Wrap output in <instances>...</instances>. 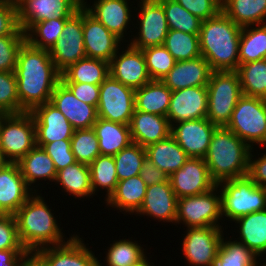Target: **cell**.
Listing matches in <instances>:
<instances>
[{
    "mask_svg": "<svg viewBox=\"0 0 266 266\" xmlns=\"http://www.w3.org/2000/svg\"><path fill=\"white\" fill-rule=\"evenodd\" d=\"M116 239L105 248V257L99 259V266H135L141 263L144 259L149 256L147 245L140 244L138 240H134L132 237ZM146 248H144V247ZM147 250V251H146ZM147 253V254H146ZM105 259V260H104Z\"/></svg>",
    "mask_w": 266,
    "mask_h": 266,
    "instance_id": "33",
    "label": "cell"
},
{
    "mask_svg": "<svg viewBox=\"0 0 266 266\" xmlns=\"http://www.w3.org/2000/svg\"><path fill=\"white\" fill-rule=\"evenodd\" d=\"M168 180L177 199L205 193L217 185L203 158H189Z\"/></svg>",
    "mask_w": 266,
    "mask_h": 266,
    "instance_id": "18",
    "label": "cell"
},
{
    "mask_svg": "<svg viewBox=\"0 0 266 266\" xmlns=\"http://www.w3.org/2000/svg\"><path fill=\"white\" fill-rule=\"evenodd\" d=\"M131 140L142 147L156 143L171 134L166 116L134 110L130 124Z\"/></svg>",
    "mask_w": 266,
    "mask_h": 266,
    "instance_id": "29",
    "label": "cell"
},
{
    "mask_svg": "<svg viewBox=\"0 0 266 266\" xmlns=\"http://www.w3.org/2000/svg\"><path fill=\"white\" fill-rule=\"evenodd\" d=\"M211 72L208 61L203 56H199L190 60L177 61L161 81L171 91L194 86H207Z\"/></svg>",
    "mask_w": 266,
    "mask_h": 266,
    "instance_id": "28",
    "label": "cell"
},
{
    "mask_svg": "<svg viewBox=\"0 0 266 266\" xmlns=\"http://www.w3.org/2000/svg\"><path fill=\"white\" fill-rule=\"evenodd\" d=\"M227 233L211 266H263L262 261L254 253L244 244L233 240V237L229 236L231 233Z\"/></svg>",
    "mask_w": 266,
    "mask_h": 266,
    "instance_id": "39",
    "label": "cell"
},
{
    "mask_svg": "<svg viewBox=\"0 0 266 266\" xmlns=\"http://www.w3.org/2000/svg\"><path fill=\"white\" fill-rule=\"evenodd\" d=\"M225 227H195L185 228L181 234L183 241L180 243L182 257L189 266H211L213 259L217 256Z\"/></svg>",
    "mask_w": 266,
    "mask_h": 266,
    "instance_id": "11",
    "label": "cell"
},
{
    "mask_svg": "<svg viewBox=\"0 0 266 266\" xmlns=\"http://www.w3.org/2000/svg\"><path fill=\"white\" fill-rule=\"evenodd\" d=\"M91 187L93 195L98 196L103 193V200L106 201L110 195L115 191L118 183L116 174V165L112 155H99L90 165ZM104 190V191H103Z\"/></svg>",
    "mask_w": 266,
    "mask_h": 266,
    "instance_id": "38",
    "label": "cell"
},
{
    "mask_svg": "<svg viewBox=\"0 0 266 266\" xmlns=\"http://www.w3.org/2000/svg\"><path fill=\"white\" fill-rule=\"evenodd\" d=\"M135 110V90L109 75L100 84L98 117L129 125Z\"/></svg>",
    "mask_w": 266,
    "mask_h": 266,
    "instance_id": "13",
    "label": "cell"
},
{
    "mask_svg": "<svg viewBox=\"0 0 266 266\" xmlns=\"http://www.w3.org/2000/svg\"><path fill=\"white\" fill-rule=\"evenodd\" d=\"M9 162L5 159L4 155L0 152V170L5 167Z\"/></svg>",
    "mask_w": 266,
    "mask_h": 266,
    "instance_id": "60",
    "label": "cell"
},
{
    "mask_svg": "<svg viewBox=\"0 0 266 266\" xmlns=\"http://www.w3.org/2000/svg\"><path fill=\"white\" fill-rule=\"evenodd\" d=\"M136 217H147L155 222L170 223L175 225L177 217V197L172 190L169 180L147 186L144 201L139 210L134 214ZM146 215V217H145ZM150 218V219H149Z\"/></svg>",
    "mask_w": 266,
    "mask_h": 266,
    "instance_id": "23",
    "label": "cell"
},
{
    "mask_svg": "<svg viewBox=\"0 0 266 266\" xmlns=\"http://www.w3.org/2000/svg\"><path fill=\"white\" fill-rule=\"evenodd\" d=\"M71 150L79 163L90 165L99 155V142L93 128L74 130Z\"/></svg>",
    "mask_w": 266,
    "mask_h": 266,
    "instance_id": "46",
    "label": "cell"
},
{
    "mask_svg": "<svg viewBox=\"0 0 266 266\" xmlns=\"http://www.w3.org/2000/svg\"><path fill=\"white\" fill-rule=\"evenodd\" d=\"M4 215H7V214L0 208V217Z\"/></svg>",
    "mask_w": 266,
    "mask_h": 266,
    "instance_id": "61",
    "label": "cell"
},
{
    "mask_svg": "<svg viewBox=\"0 0 266 266\" xmlns=\"http://www.w3.org/2000/svg\"><path fill=\"white\" fill-rule=\"evenodd\" d=\"M265 148L266 146L258 147L259 150H256L257 147L251 149L249 155V168H248V176L257 186L264 188H266V149ZM263 149H265L264 150L265 152L263 151ZM260 150L263 153H261Z\"/></svg>",
    "mask_w": 266,
    "mask_h": 266,
    "instance_id": "54",
    "label": "cell"
},
{
    "mask_svg": "<svg viewBox=\"0 0 266 266\" xmlns=\"http://www.w3.org/2000/svg\"><path fill=\"white\" fill-rule=\"evenodd\" d=\"M89 1L90 2H88V0H82V6L99 22H101L110 32L114 33L124 43H128L130 38H132V30H134L132 26H134L133 21L135 11L133 10L135 9L133 8L136 6L133 5H135L134 3L137 0Z\"/></svg>",
    "mask_w": 266,
    "mask_h": 266,
    "instance_id": "12",
    "label": "cell"
},
{
    "mask_svg": "<svg viewBox=\"0 0 266 266\" xmlns=\"http://www.w3.org/2000/svg\"><path fill=\"white\" fill-rule=\"evenodd\" d=\"M19 98V113L51 101L53 90L60 82L49 50L31 46L27 41L20 47L14 70Z\"/></svg>",
    "mask_w": 266,
    "mask_h": 266,
    "instance_id": "1",
    "label": "cell"
},
{
    "mask_svg": "<svg viewBox=\"0 0 266 266\" xmlns=\"http://www.w3.org/2000/svg\"><path fill=\"white\" fill-rule=\"evenodd\" d=\"M83 42L86 57L110 62L124 42L83 7Z\"/></svg>",
    "mask_w": 266,
    "mask_h": 266,
    "instance_id": "19",
    "label": "cell"
},
{
    "mask_svg": "<svg viewBox=\"0 0 266 266\" xmlns=\"http://www.w3.org/2000/svg\"><path fill=\"white\" fill-rule=\"evenodd\" d=\"M42 148L53 160L56 171L77 162L71 150V140H57L45 144Z\"/></svg>",
    "mask_w": 266,
    "mask_h": 266,
    "instance_id": "51",
    "label": "cell"
},
{
    "mask_svg": "<svg viewBox=\"0 0 266 266\" xmlns=\"http://www.w3.org/2000/svg\"><path fill=\"white\" fill-rule=\"evenodd\" d=\"M55 184L66 196H72L75 200L92 199L93 190L91 187V177L89 165L75 162L57 171ZM60 185V186H59ZM66 193V194H65Z\"/></svg>",
    "mask_w": 266,
    "mask_h": 266,
    "instance_id": "31",
    "label": "cell"
},
{
    "mask_svg": "<svg viewBox=\"0 0 266 266\" xmlns=\"http://www.w3.org/2000/svg\"><path fill=\"white\" fill-rule=\"evenodd\" d=\"M251 149L225 126L217 127L204 158L216 184L248 175Z\"/></svg>",
    "mask_w": 266,
    "mask_h": 266,
    "instance_id": "4",
    "label": "cell"
},
{
    "mask_svg": "<svg viewBox=\"0 0 266 266\" xmlns=\"http://www.w3.org/2000/svg\"><path fill=\"white\" fill-rule=\"evenodd\" d=\"M49 54L60 73L86 57L83 42V6L66 20L62 33L49 50Z\"/></svg>",
    "mask_w": 266,
    "mask_h": 266,
    "instance_id": "14",
    "label": "cell"
},
{
    "mask_svg": "<svg viewBox=\"0 0 266 266\" xmlns=\"http://www.w3.org/2000/svg\"><path fill=\"white\" fill-rule=\"evenodd\" d=\"M17 164L26 184L35 193H39L44 190L42 188H46L44 185L46 181L47 184L51 182L50 186L55 182L57 171L53 160L40 146L36 145ZM40 188L41 190H39Z\"/></svg>",
    "mask_w": 266,
    "mask_h": 266,
    "instance_id": "27",
    "label": "cell"
},
{
    "mask_svg": "<svg viewBox=\"0 0 266 266\" xmlns=\"http://www.w3.org/2000/svg\"><path fill=\"white\" fill-rule=\"evenodd\" d=\"M147 185L142 180L140 175L118 181L115 191L106 201H101L106 204L108 210H116L125 216L134 215L141 207Z\"/></svg>",
    "mask_w": 266,
    "mask_h": 266,
    "instance_id": "30",
    "label": "cell"
},
{
    "mask_svg": "<svg viewBox=\"0 0 266 266\" xmlns=\"http://www.w3.org/2000/svg\"><path fill=\"white\" fill-rule=\"evenodd\" d=\"M237 73L243 95L266 99V59L240 64Z\"/></svg>",
    "mask_w": 266,
    "mask_h": 266,
    "instance_id": "41",
    "label": "cell"
},
{
    "mask_svg": "<svg viewBox=\"0 0 266 266\" xmlns=\"http://www.w3.org/2000/svg\"><path fill=\"white\" fill-rule=\"evenodd\" d=\"M68 18H52L35 23L26 33V41L33 47L50 50L62 33Z\"/></svg>",
    "mask_w": 266,
    "mask_h": 266,
    "instance_id": "43",
    "label": "cell"
},
{
    "mask_svg": "<svg viewBox=\"0 0 266 266\" xmlns=\"http://www.w3.org/2000/svg\"><path fill=\"white\" fill-rule=\"evenodd\" d=\"M238 52L239 65L266 59V24L242 27Z\"/></svg>",
    "mask_w": 266,
    "mask_h": 266,
    "instance_id": "40",
    "label": "cell"
},
{
    "mask_svg": "<svg viewBox=\"0 0 266 266\" xmlns=\"http://www.w3.org/2000/svg\"><path fill=\"white\" fill-rule=\"evenodd\" d=\"M141 50L151 80H162L177 62L164 45L150 46Z\"/></svg>",
    "mask_w": 266,
    "mask_h": 266,
    "instance_id": "47",
    "label": "cell"
},
{
    "mask_svg": "<svg viewBox=\"0 0 266 266\" xmlns=\"http://www.w3.org/2000/svg\"><path fill=\"white\" fill-rule=\"evenodd\" d=\"M232 223L236 224L228 227L232 228L233 239L244 244L261 261H266V209L242 216Z\"/></svg>",
    "mask_w": 266,
    "mask_h": 266,
    "instance_id": "26",
    "label": "cell"
},
{
    "mask_svg": "<svg viewBox=\"0 0 266 266\" xmlns=\"http://www.w3.org/2000/svg\"><path fill=\"white\" fill-rule=\"evenodd\" d=\"M7 35H25L19 27L16 0H0V37Z\"/></svg>",
    "mask_w": 266,
    "mask_h": 266,
    "instance_id": "50",
    "label": "cell"
},
{
    "mask_svg": "<svg viewBox=\"0 0 266 266\" xmlns=\"http://www.w3.org/2000/svg\"><path fill=\"white\" fill-rule=\"evenodd\" d=\"M50 102L62 112L74 130L92 128L98 120L97 108L77 99L61 81L53 90Z\"/></svg>",
    "mask_w": 266,
    "mask_h": 266,
    "instance_id": "24",
    "label": "cell"
},
{
    "mask_svg": "<svg viewBox=\"0 0 266 266\" xmlns=\"http://www.w3.org/2000/svg\"><path fill=\"white\" fill-rule=\"evenodd\" d=\"M35 192L26 184L17 163L0 170V208L14 215Z\"/></svg>",
    "mask_w": 266,
    "mask_h": 266,
    "instance_id": "25",
    "label": "cell"
},
{
    "mask_svg": "<svg viewBox=\"0 0 266 266\" xmlns=\"http://www.w3.org/2000/svg\"><path fill=\"white\" fill-rule=\"evenodd\" d=\"M163 45L176 61H185L202 56L199 34L169 29Z\"/></svg>",
    "mask_w": 266,
    "mask_h": 266,
    "instance_id": "42",
    "label": "cell"
},
{
    "mask_svg": "<svg viewBox=\"0 0 266 266\" xmlns=\"http://www.w3.org/2000/svg\"><path fill=\"white\" fill-rule=\"evenodd\" d=\"M221 222V223H220ZM182 227H223L221 195L217 185L209 191L195 196L177 199L175 226ZM221 224V225H220Z\"/></svg>",
    "mask_w": 266,
    "mask_h": 266,
    "instance_id": "8",
    "label": "cell"
},
{
    "mask_svg": "<svg viewBox=\"0 0 266 266\" xmlns=\"http://www.w3.org/2000/svg\"><path fill=\"white\" fill-rule=\"evenodd\" d=\"M0 110L4 114H19V98L14 71H0Z\"/></svg>",
    "mask_w": 266,
    "mask_h": 266,
    "instance_id": "48",
    "label": "cell"
},
{
    "mask_svg": "<svg viewBox=\"0 0 266 266\" xmlns=\"http://www.w3.org/2000/svg\"><path fill=\"white\" fill-rule=\"evenodd\" d=\"M109 73L114 79L134 90L152 81L142 50L129 43H124L113 56L109 62Z\"/></svg>",
    "mask_w": 266,
    "mask_h": 266,
    "instance_id": "15",
    "label": "cell"
},
{
    "mask_svg": "<svg viewBox=\"0 0 266 266\" xmlns=\"http://www.w3.org/2000/svg\"><path fill=\"white\" fill-rule=\"evenodd\" d=\"M217 187L221 195V213L225 230L228 229L226 224L266 209V188L257 186L248 175L221 181Z\"/></svg>",
    "mask_w": 266,
    "mask_h": 266,
    "instance_id": "5",
    "label": "cell"
},
{
    "mask_svg": "<svg viewBox=\"0 0 266 266\" xmlns=\"http://www.w3.org/2000/svg\"><path fill=\"white\" fill-rule=\"evenodd\" d=\"M35 124L36 145L43 147L57 140H71L74 129L51 102L35 107L31 112Z\"/></svg>",
    "mask_w": 266,
    "mask_h": 266,
    "instance_id": "22",
    "label": "cell"
},
{
    "mask_svg": "<svg viewBox=\"0 0 266 266\" xmlns=\"http://www.w3.org/2000/svg\"><path fill=\"white\" fill-rule=\"evenodd\" d=\"M241 29L222 10L215 17L202 21L200 50L212 71H237Z\"/></svg>",
    "mask_w": 266,
    "mask_h": 266,
    "instance_id": "3",
    "label": "cell"
},
{
    "mask_svg": "<svg viewBox=\"0 0 266 266\" xmlns=\"http://www.w3.org/2000/svg\"><path fill=\"white\" fill-rule=\"evenodd\" d=\"M101 155H116L132 143L130 127L98 117L93 125Z\"/></svg>",
    "mask_w": 266,
    "mask_h": 266,
    "instance_id": "34",
    "label": "cell"
},
{
    "mask_svg": "<svg viewBox=\"0 0 266 266\" xmlns=\"http://www.w3.org/2000/svg\"><path fill=\"white\" fill-rule=\"evenodd\" d=\"M19 27L26 33L35 23L52 18H69L82 0H16Z\"/></svg>",
    "mask_w": 266,
    "mask_h": 266,
    "instance_id": "16",
    "label": "cell"
},
{
    "mask_svg": "<svg viewBox=\"0 0 266 266\" xmlns=\"http://www.w3.org/2000/svg\"><path fill=\"white\" fill-rule=\"evenodd\" d=\"M80 101L86 104L98 107L100 85L77 83V82H62Z\"/></svg>",
    "mask_w": 266,
    "mask_h": 266,
    "instance_id": "55",
    "label": "cell"
},
{
    "mask_svg": "<svg viewBox=\"0 0 266 266\" xmlns=\"http://www.w3.org/2000/svg\"><path fill=\"white\" fill-rule=\"evenodd\" d=\"M45 196L41 192L34 193L13 215L19 240L28 252L64 244L73 236L65 235L60 222L62 216L58 218Z\"/></svg>",
    "mask_w": 266,
    "mask_h": 266,
    "instance_id": "2",
    "label": "cell"
},
{
    "mask_svg": "<svg viewBox=\"0 0 266 266\" xmlns=\"http://www.w3.org/2000/svg\"><path fill=\"white\" fill-rule=\"evenodd\" d=\"M206 118L216 126H226L243 96L237 71H212L207 85Z\"/></svg>",
    "mask_w": 266,
    "mask_h": 266,
    "instance_id": "6",
    "label": "cell"
},
{
    "mask_svg": "<svg viewBox=\"0 0 266 266\" xmlns=\"http://www.w3.org/2000/svg\"><path fill=\"white\" fill-rule=\"evenodd\" d=\"M171 95L161 80H152L135 90V110L167 116Z\"/></svg>",
    "mask_w": 266,
    "mask_h": 266,
    "instance_id": "35",
    "label": "cell"
},
{
    "mask_svg": "<svg viewBox=\"0 0 266 266\" xmlns=\"http://www.w3.org/2000/svg\"><path fill=\"white\" fill-rule=\"evenodd\" d=\"M6 114H4L1 110H0V121L1 119L5 116Z\"/></svg>",
    "mask_w": 266,
    "mask_h": 266,
    "instance_id": "62",
    "label": "cell"
},
{
    "mask_svg": "<svg viewBox=\"0 0 266 266\" xmlns=\"http://www.w3.org/2000/svg\"><path fill=\"white\" fill-rule=\"evenodd\" d=\"M36 146L35 124L30 112L6 114L0 121V152L17 163Z\"/></svg>",
    "mask_w": 266,
    "mask_h": 266,
    "instance_id": "9",
    "label": "cell"
},
{
    "mask_svg": "<svg viewBox=\"0 0 266 266\" xmlns=\"http://www.w3.org/2000/svg\"><path fill=\"white\" fill-rule=\"evenodd\" d=\"M113 157L118 181H120L140 175L142 165L146 159V151L145 147L132 142Z\"/></svg>",
    "mask_w": 266,
    "mask_h": 266,
    "instance_id": "44",
    "label": "cell"
},
{
    "mask_svg": "<svg viewBox=\"0 0 266 266\" xmlns=\"http://www.w3.org/2000/svg\"><path fill=\"white\" fill-rule=\"evenodd\" d=\"M158 1L163 5L169 29L199 34L202 20L191 14L175 0Z\"/></svg>",
    "mask_w": 266,
    "mask_h": 266,
    "instance_id": "45",
    "label": "cell"
},
{
    "mask_svg": "<svg viewBox=\"0 0 266 266\" xmlns=\"http://www.w3.org/2000/svg\"><path fill=\"white\" fill-rule=\"evenodd\" d=\"M145 151L146 158L168 177L179 170L189 159L171 134L163 140L146 146Z\"/></svg>",
    "mask_w": 266,
    "mask_h": 266,
    "instance_id": "32",
    "label": "cell"
},
{
    "mask_svg": "<svg viewBox=\"0 0 266 266\" xmlns=\"http://www.w3.org/2000/svg\"><path fill=\"white\" fill-rule=\"evenodd\" d=\"M79 233L72 231L73 236L64 244L45 247L36 253L48 266H99L98 257H102L101 253L95 255L93 247L86 244Z\"/></svg>",
    "mask_w": 266,
    "mask_h": 266,
    "instance_id": "17",
    "label": "cell"
},
{
    "mask_svg": "<svg viewBox=\"0 0 266 266\" xmlns=\"http://www.w3.org/2000/svg\"><path fill=\"white\" fill-rule=\"evenodd\" d=\"M19 266H48L47 263L36 253L27 252Z\"/></svg>",
    "mask_w": 266,
    "mask_h": 266,
    "instance_id": "58",
    "label": "cell"
},
{
    "mask_svg": "<svg viewBox=\"0 0 266 266\" xmlns=\"http://www.w3.org/2000/svg\"><path fill=\"white\" fill-rule=\"evenodd\" d=\"M25 41V35L0 37V71L15 70L19 49Z\"/></svg>",
    "mask_w": 266,
    "mask_h": 266,
    "instance_id": "49",
    "label": "cell"
},
{
    "mask_svg": "<svg viewBox=\"0 0 266 266\" xmlns=\"http://www.w3.org/2000/svg\"><path fill=\"white\" fill-rule=\"evenodd\" d=\"M27 252L26 249L0 250V266H19Z\"/></svg>",
    "mask_w": 266,
    "mask_h": 266,
    "instance_id": "57",
    "label": "cell"
},
{
    "mask_svg": "<svg viewBox=\"0 0 266 266\" xmlns=\"http://www.w3.org/2000/svg\"><path fill=\"white\" fill-rule=\"evenodd\" d=\"M140 176L147 186L162 182H167L169 178L162 170L157 168L153 164V162L148 158L144 160Z\"/></svg>",
    "mask_w": 266,
    "mask_h": 266,
    "instance_id": "56",
    "label": "cell"
},
{
    "mask_svg": "<svg viewBox=\"0 0 266 266\" xmlns=\"http://www.w3.org/2000/svg\"><path fill=\"white\" fill-rule=\"evenodd\" d=\"M225 127L251 148L266 146V99L243 95Z\"/></svg>",
    "mask_w": 266,
    "mask_h": 266,
    "instance_id": "7",
    "label": "cell"
},
{
    "mask_svg": "<svg viewBox=\"0 0 266 266\" xmlns=\"http://www.w3.org/2000/svg\"><path fill=\"white\" fill-rule=\"evenodd\" d=\"M221 10L241 27L266 24V0H222Z\"/></svg>",
    "mask_w": 266,
    "mask_h": 266,
    "instance_id": "36",
    "label": "cell"
},
{
    "mask_svg": "<svg viewBox=\"0 0 266 266\" xmlns=\"http://www.w3.org/2000/svg\"><path fill=\"white\" fill-rule=\"evenodd\" d=\"M25 249L18 236L17 225L13 215L0 217V250Z\"/></svg>",
    "mask_w": 266,
    "mask_h": 266,
    "instance_id": "53",
    "label": "cell"
},
{
    "mask_svg": "<svg viewBox=\"0 0 266 266\" xmlns=\"http://www.w3.org/2000/svg\"><path fill=\"white\" fill-rule=\"evenodd\" d=\"M134 9L133 32L136 33L128 43L137 49L163 45L169 32L163 5L158 0H137Z\"/></svg>",
    "mask_w": 266,
    "mask_h": 266,
    "instance_id": "10",
    "label": "cell"
},
{
    "mask_svg": "<svg viewBox=\"0 0 266 266\" xmlns=\"http://www.w3.org/2000/svg\"><path fill=\"white\" fill-rule=\"evenodd\" d=\"M152 256H154V255H151V257L149 255V257H147L141 263H139V264H137L135 266H157V265L154 264V262H151V261H154V260L150 259V258H152Z\"/></svg>",
    "mask_w": 266,
    "mask_h": 266,
    "instance_id": "59",
    "label": "cell"
},
{
    "mask_svg": "<svg viewBox=\"0 0 266 266\" xmlns=\"http://www.w3.org/2000/svg\"><path fill=\"white\" fill-rule=\"evenodd\" d=\"M207 86H194L172 91L167 118L170 126L183 121L206 118Z\"/></svg>",
    "mask_w": 266,
    "mask_h": 266,
    "instance_id": "20",
    "label": "cell"
},
{
    "mask_svg": "<svg viewBox=\"0 0 266 266\" xmlns=\"http://www.w3.org/2000/svg\"><path fill=\"white\" fill-rule=\"evenodd\" d=\"M217 127L207 118L183 121L171 126V135L189 158L204 159Z\"/></svg>",
    "mask_w": 266,
    "mask_h": 266,
    "instance_id": "21",
    "label": "cell"
},
{
    "mask_svg": "<svg viewBox=\"0 0 266 266\" xmlns=\"http://www.w3.org/2000/svg\"><path fill=\"white\" fill-rule=\"evenodd\" d=\"M202 21L215 17L221 11L222 0H175Z\"/></svg>",
    "mask_w": 266,
    "mask_h": 266,
    "instance_id": "52",
    "label": "cell"
},
{
    "mask_svg": "<svg viewBox=\"0 0 266 266\" xmlns=\"http://www.w3.org/2000/svg\"><path fill=\"white\" fill-rule=\"evenodd\" d=\"M109 75V62L85 57L65 69L60 81L100 85Z\"/></svg>",
    "mask_w": 266,
    "mask_h": 266,
    "instance_id": "37",
    "label": "cell"
}]
</instances>
